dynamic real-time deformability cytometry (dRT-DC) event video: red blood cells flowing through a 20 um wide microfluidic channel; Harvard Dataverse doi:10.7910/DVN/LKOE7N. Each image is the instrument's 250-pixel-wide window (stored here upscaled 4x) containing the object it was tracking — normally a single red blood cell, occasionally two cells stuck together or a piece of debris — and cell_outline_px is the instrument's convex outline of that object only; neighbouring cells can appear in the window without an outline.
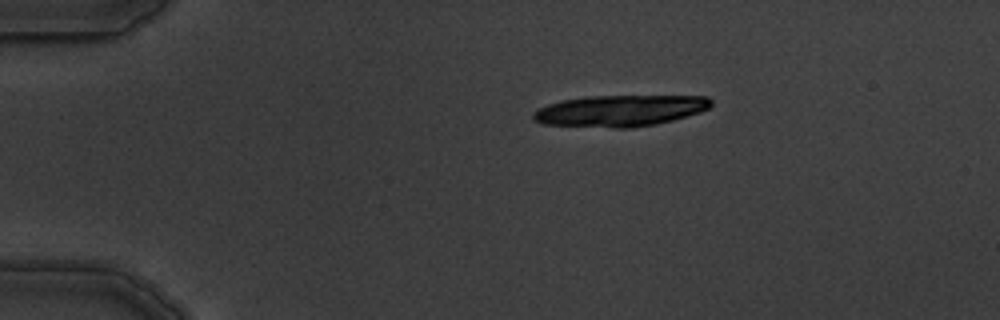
{"species": "common noctule bat (a hibernating species)", "species_latin": "Nyctalus noctula", "temperature_condition": "warm", "stored_images_in_passage": 4, "camera_frame_rate_fps": 3000, "um_per_image_px": 0.085, "animal": {"sex": "male", "body_mass_g": 19.5, "forearm_length_mm": 54.6}, "frame": {"image": 1, "passage_image": 1, "time_ms": 0.0, "image_size_px": [1000, 320], "cell_outline_px": [[712, 104], [708, 108], [700, 112], [672, 120], [656, 124], [632, 128], [612, 128], [540, 124], [532, 120], [532, 112], [536, 108], [560, 100], [588, 96], [708, 96], [712, 100]], "centroid_in_image_um": [52.63, 9.41], "position_along_channel_um": 32.4, "area_um2": 32.83}}